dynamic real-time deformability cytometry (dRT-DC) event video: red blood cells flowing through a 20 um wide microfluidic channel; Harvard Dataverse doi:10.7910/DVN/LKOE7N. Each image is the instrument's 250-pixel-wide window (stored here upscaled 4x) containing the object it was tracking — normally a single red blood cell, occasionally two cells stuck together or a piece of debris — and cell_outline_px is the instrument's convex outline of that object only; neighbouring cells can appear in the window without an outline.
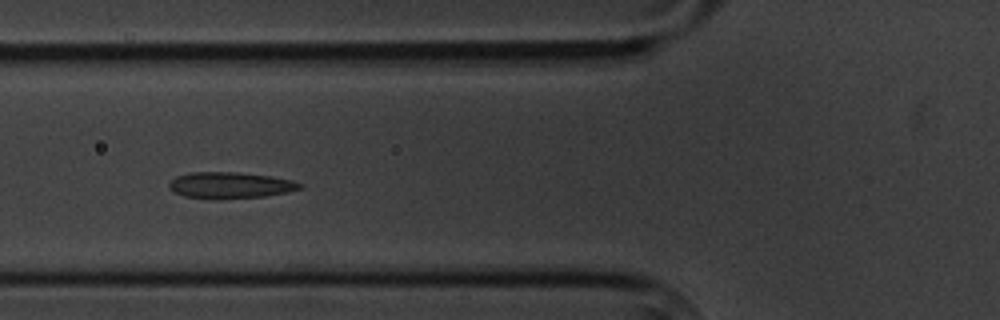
{"species": "common noctule bat (a hibernating species)", "species_latin": "Nyctalus noctula", "temperature_condition": "cold", "stored_images_in_passage": 6, "camera_frame_rate_fps": 3000, "um_per_image_px": 0.085, "animal": {"sex": "male", "body_mass_g": 20.1, "forearm_length_mm": 53.5}, "frame": {"image": 1, "passage_image": 5, "time_ms": 5.667, "image_size_px": [1000, 320], "cell_outline_px": [[304, 188], [288, 192], [264, 196], [184, 196], [168, 188], [168, 184], [176, 176], [188, 172], [236, 172], [272, 176], [292, 180], [304, 184]], "centroid_in_image_um": [19.63, 15.69], "position_along_channel_um": 106.2, "area_um2": 19.19}}
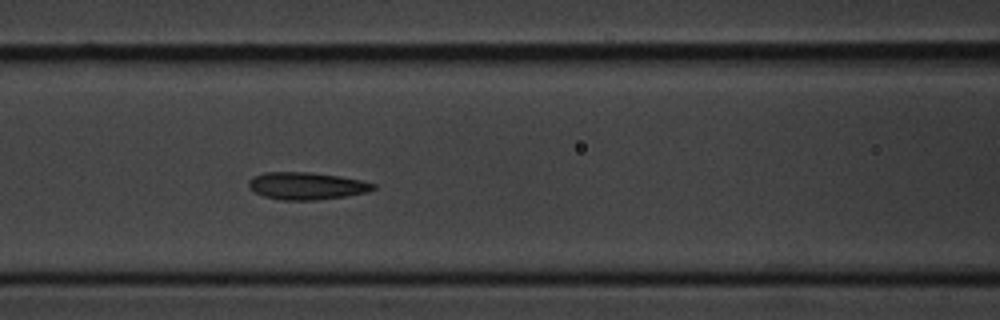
{"frame": {"image": 2, "passage_image": 6, "time_ms": 6.667, "image_size_px": [1000, 320], "cell_outline_px": [[376, 188], [368, 192], [344, 196], [316, 200], [280, 200], [264, 196], [248, 188], [248, 180], [252, 176], [264, 172], [308, 172], [340, 176], [360, 180], [376, 184]], "centroid_in_image_um": [26.03, 15.79], "position_along_channel_um": 140.6, "area_um2": 19.88}}